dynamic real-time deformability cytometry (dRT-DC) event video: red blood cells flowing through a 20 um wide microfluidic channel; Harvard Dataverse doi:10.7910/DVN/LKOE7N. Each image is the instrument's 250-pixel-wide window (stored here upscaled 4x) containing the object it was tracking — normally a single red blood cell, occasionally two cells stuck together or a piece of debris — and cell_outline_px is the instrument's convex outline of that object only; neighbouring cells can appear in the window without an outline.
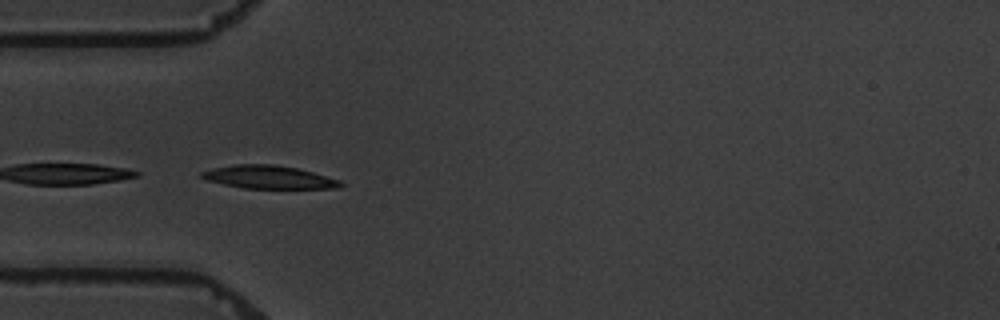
{"species": "common noctule bat (a hibernating species)", "species_latin": "Nyctalus noctula", "temperature_condition": "warm", "stored_images_in_passage": 7, "camera_frame_rate_fps": 3000, "um_per_image_px": 0.085, "animal": {"sex": "male", "body_mass_g": 19.5, "forearm_length_mm": 54.6}, "frame": {"image": 1, "passage_image": 5, "time_ms": 4.333, "image_size_px": [1000, 320], "cell_outline_px": [[344, 184], [340, 188], [244, 188], [224, 184], [208, 180], [200, 176], [200, 172], [212, 168], [236, 164], [276, 164], [296, 168], [312, 172], [340, 180]], "centroid_in_image_um": [22.85, 15.05], "position_along_channel_um": 62.2, "area_um2": 18.55}}
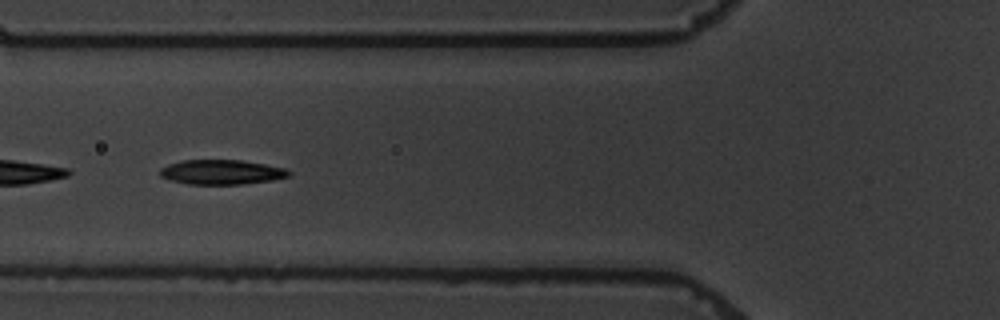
{"frame": {"image": 2, "passage_image": 6, "time_ms": 5.667, "image_size_px": [1000, 320], "cell_outline_px": [[292, 172], [288, 176], [272, 180], [244, 184], [188, 184], [168, 180], [160, 176], [160, 168], [168, 164], [180, 160], [240, 160], [264, 164], [284, 168]], "centroid_in_image_um": [18.78, 14.63], "position_along_channel_um": 107.0, "area_um2": 18.55}}